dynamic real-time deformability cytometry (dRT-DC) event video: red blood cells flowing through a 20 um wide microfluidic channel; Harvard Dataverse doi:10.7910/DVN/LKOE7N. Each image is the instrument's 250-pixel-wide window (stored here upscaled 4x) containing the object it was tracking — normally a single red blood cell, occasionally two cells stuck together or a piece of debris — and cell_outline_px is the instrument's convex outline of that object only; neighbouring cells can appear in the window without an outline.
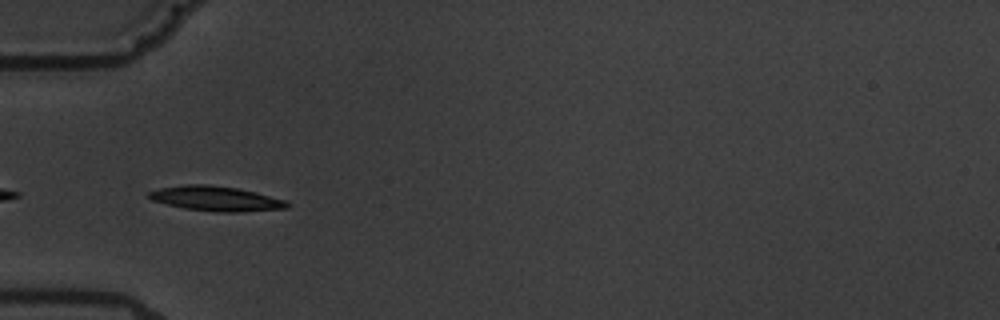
{"species": "common noctule bat (a hibernating species)", "species_latin": "Nyctalus noctula", "temperature_condition": "warm", "stored_images_in_passage": 6, "camera_frame_rate_fps": 3000, "um_per_image_px": 0.085, "animal": {"sex": "male", "body_mass_g": 19.5, "forearm_length_mm": 54.6}, "frame": {"image": 1, "passage_image": 5, "time_ms": 5.667, "image_size_px": [1000, 320], "cell_outline_px": [[292, 204], [288, 208], [240, 212], [216, 212], [184, 208], [152, 200], [148, 196], [148, 192], [160, 188], [184, 184], [208, 184], [236, 188], [256, 192], [284, 200]], "centroid_in_image_um": [18.37, 16.88], "position_along_channel_um": 66.6, "area_um2": 19.94}}